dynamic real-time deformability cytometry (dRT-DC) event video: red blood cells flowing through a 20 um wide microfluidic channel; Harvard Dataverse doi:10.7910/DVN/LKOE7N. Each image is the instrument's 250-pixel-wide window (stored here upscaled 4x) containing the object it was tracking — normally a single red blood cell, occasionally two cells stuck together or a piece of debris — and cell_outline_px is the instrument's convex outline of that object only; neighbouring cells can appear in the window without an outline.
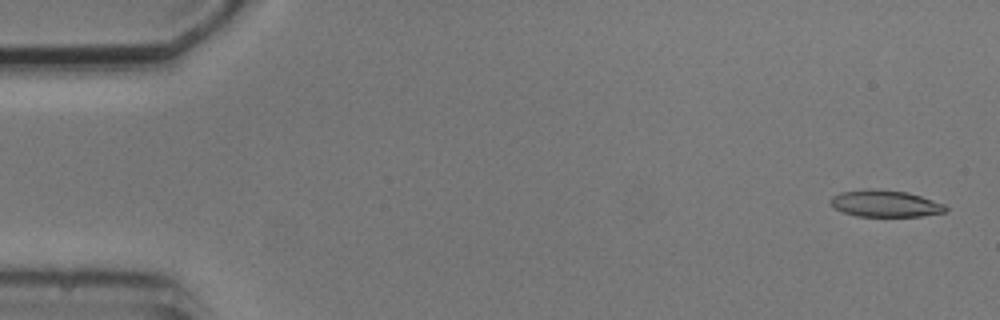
{"species": "common noctule bat (a hibernating species)", "species_latin": "Nyctalus noctula", "temperature_condition": "cold", "stored_images_in_passage": 4, "camera_frame_rate_fps": 3000, "um_per_image_px": 0.085, "animal": {"sex": "male", "body_mass_g": 20.5, "forearm_length_mm": 52.5}, "frame": {"image": 1, "passage_image": 1, "time_ms": 0.0, "image_size_px": [1000, 320], "cell_outline_px": [[948, 208], [944, 212], [920, 216], [856, 216], [844, 212], [836, 208], [828, 200], [832, 196], [840, 192], [908, 192], [944, 204]], "centroid_in_image_um": [75.28, 17.36], "position_along_channel_um": 9.7, "area_um2": 16.82}}